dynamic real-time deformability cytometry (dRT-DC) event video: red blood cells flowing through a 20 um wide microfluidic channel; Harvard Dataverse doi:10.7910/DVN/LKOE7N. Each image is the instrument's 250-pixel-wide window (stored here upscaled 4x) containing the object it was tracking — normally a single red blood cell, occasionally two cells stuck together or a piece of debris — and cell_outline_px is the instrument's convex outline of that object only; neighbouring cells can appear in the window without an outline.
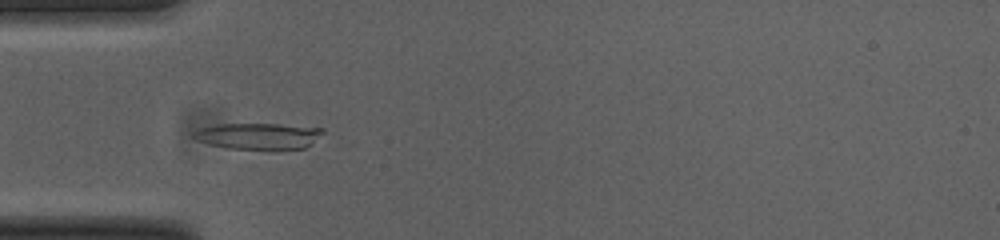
{"species": "common noctule bat (a hibernating species)", "species_latin": "Nyctalus noctula", "temperature_condition": "cold", "stored_images_in_passage": 38, "camera_frame_rate_fps": 3000, "um_per_image_px": 0.085, "animal": {"sex": "female", "body_mass_g": 23.0, "forearm_length_mm": 53.4}, "frame": {"image": 1, "passage_image": 1, "time_ms": 0.0, "image_size_px": [1000, 240], "cell_outline_px": [[324, 132], [312, 144], [304, 148], [268, 152], [228, 148], [208, 144], [196, 140], [192, 136], [192, 132], [196, 128], [216, 124], [276, 124], [324, 128]], "centroid_in_image_um": [21.94, 11.6], "position_along_channel_um": 63.1, "area_um2": 20.75}}
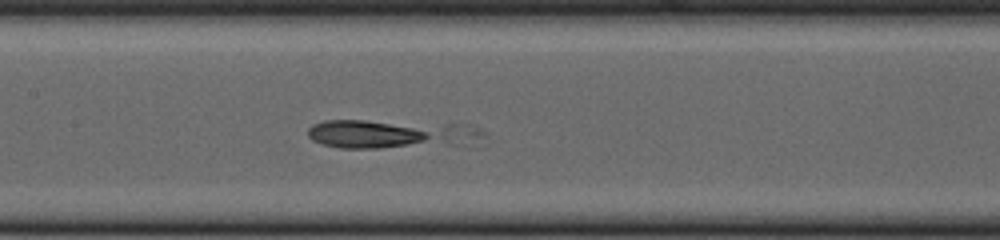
{"frame": {"image": 2, "passage_image": 10, "time_ms": 3.0, "image_size_px": [1000, 240], "cell_outline_px": [[484, 132], [476, 136], [452, 144], [380, 148], [340, 148], [324, 144], [312, 140], [308, 136], [308, 128], [312, 124], [324, 120], [364, 120], [460, 124], [480, 128]], "centroid_in_image_um": [32.99, 11.36], "position_along_channel_um": 174.4, "area_um2": 28.44}}
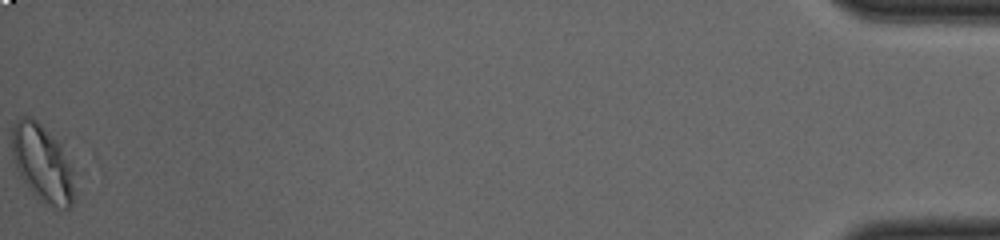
{"frame": {"image": 3, "passage_image": 38, "time_ms": 12.333, "image_size_px": [1000, 240], "cell_outline_px": [[72, 204], [68, 208], [52, 208], [44, 204], [28, 188], [20, 176], [12, 156], [12, 128], [16, 120], [20, 116], [28, 116], [36, 120], [60, 140], [72, 172]], "centroid_in_image_um": [3.57, 13.84], "position_along_channel_um": 431.6, "area_um2": 28.09}}